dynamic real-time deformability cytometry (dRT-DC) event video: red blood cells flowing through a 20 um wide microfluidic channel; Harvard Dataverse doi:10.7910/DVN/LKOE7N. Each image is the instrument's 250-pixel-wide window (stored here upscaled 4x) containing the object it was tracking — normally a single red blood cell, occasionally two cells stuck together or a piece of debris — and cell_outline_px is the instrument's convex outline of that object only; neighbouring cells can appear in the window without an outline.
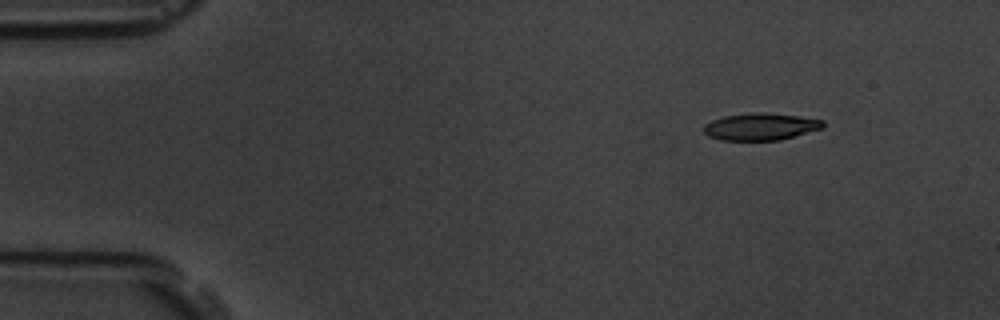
{"species": "common noctule bat (a hibernating species)", "species_latin": "Nyctalus noctula", "temperature_condition": "room temperature", "stored_images_in_passage": 5, "camera_frame_rate_fps": 3000, "um_per_image_px": 0.085, "animal": {"sex": "male", "body_mass_g": 19.5, "forearm_length_mm": 54.6}, "frame": {"image": 1, "passage_image": 2, "time_ms": 1.333, "image_size_px": [1000, 320], "cell_outline_px": [[824, 128], [780, 140], [720, 140], [708, 136], [704, 132], [704, 124], [712, 120], [724, 116], [752, 112], [764, 112], [800, 116], [824, 120]], "centroid_in_image_um": [64.66, 10.76], "position_along_channel_um": 20.3, "area_um2": 18.96}}
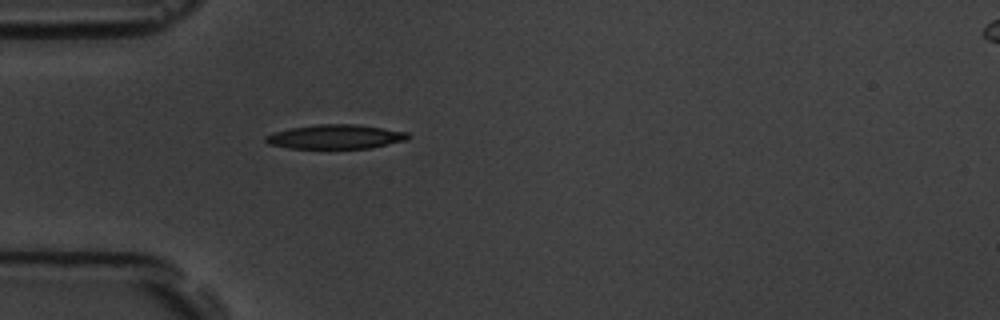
{"frame": {"image": 2, "passage_image": 5, "time_ms": 4.667, "image_size_px": [1000, 320], "cell_outline_px": [[412, 136], [408, 140], [372, 148], [288, 148], [268, 144], [264, 140], [264, 136], [272, 132], [288, 128], [320, 124], [356, 124], [408, 132]], "centroid_in_image_um": [28.52, 11.62], "position_along_channel_um": 56.5, "area_um2": 20.35}}